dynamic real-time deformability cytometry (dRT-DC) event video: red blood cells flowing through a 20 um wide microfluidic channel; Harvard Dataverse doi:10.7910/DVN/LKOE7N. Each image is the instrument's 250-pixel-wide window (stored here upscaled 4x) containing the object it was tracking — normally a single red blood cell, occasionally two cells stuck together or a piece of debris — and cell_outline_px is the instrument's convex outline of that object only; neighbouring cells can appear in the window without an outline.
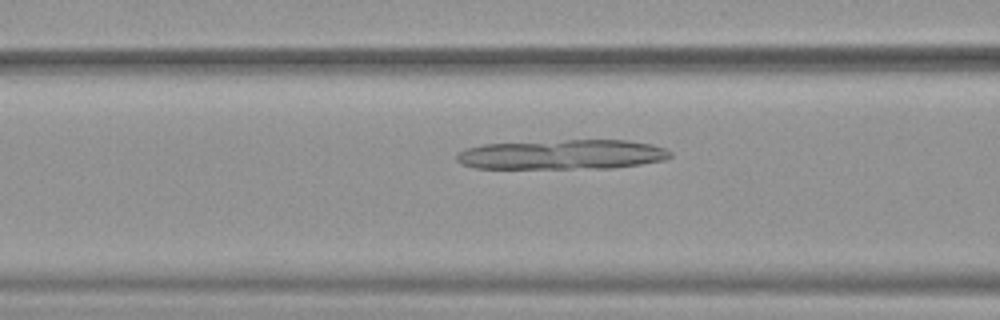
{"species": "common noctule bat (a hibernating species)", "species_latin": "Nyctalus noctula", "temperature_condition": "warm", "stored_images_in_passage": 52, "camera_frame_rate_fps": 3000, "um_per_image_px": 0.085, "animal": {"sex": "female", "body_mass_g": 19.9}, "frame": {"image": 1, "passage_image": 21, "time_ms": 6.667, "image_size_px": [1000, 320], "cell_outline_px": [[672, 156], [664, 160], [640, 164], [612, 168], [476, 168], [460, 164], [456, 160], [456, 152], [464, 148], [484, 144], [564, 140], [628, 140], [652, 144], [664, 148], [672, 152]], "centroid_in_image_um": [47.77, 13.13], "position_along_channel_um": 118.8, "area_um2": 37.22}}
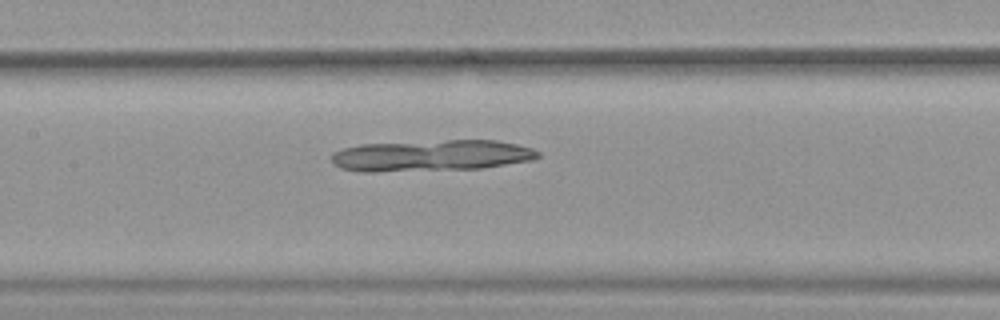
{"frame": {"image": 2, "passage_image": 25, "time_ms": 8.0, "image_size_px": [1000, 320], "cell_outline_px": [[540, 156], [532, 160], [484, 168], [376, 172], [364, 172], [340, 168], [332, 164], [332, 152], [344, 148], [360, 144], [448, 140], [496, 140], [516, 144], [532, 148], [540, 152]], "centroid_in_image_um": [36.65, 13.23], "position_along_channel_um": 170.7, "area_um2": 37.86}}
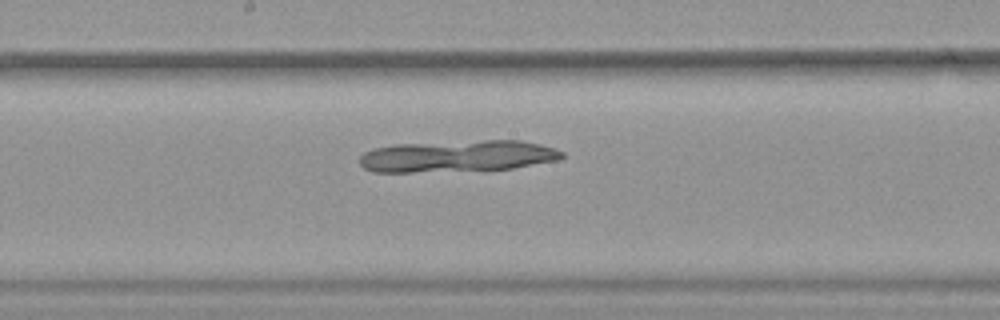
{"frame": {"image": 3, "passage_image": 28, "time_ms": 9.0, "image_size_px": [1000, 320], "cell_outline_px": [[564, 156], [560, 160], [512, 168], [412, 172], [372, 172], [364, 168], [360, 164], [360, 156], [364, 152], [372, 148], [396, 144], [484, 140], [520, 140], [540, 144], [556, 148], [564, 152]], "centroid_in_image_um": [38.89, 13.26], "position_along_channel_um": 209.3, "area_um2": 37.4}}